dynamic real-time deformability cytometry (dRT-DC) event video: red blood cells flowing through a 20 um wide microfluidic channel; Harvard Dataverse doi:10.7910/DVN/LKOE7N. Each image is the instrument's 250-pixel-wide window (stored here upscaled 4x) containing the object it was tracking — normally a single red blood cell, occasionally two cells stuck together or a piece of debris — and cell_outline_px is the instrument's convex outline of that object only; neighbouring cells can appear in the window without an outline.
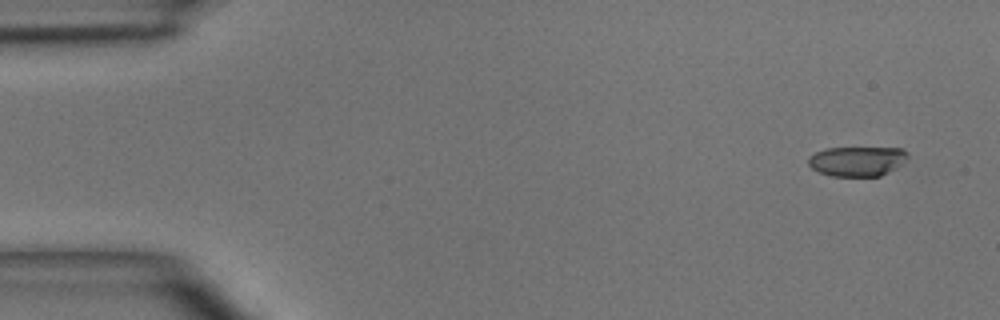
{"species": "common noctule bat (a hibernating species)", "species_latin": "Nyctalus noctula", "temperature_condition": "room temperature", "stored_images_in_passage": 4, "camera_frame_rate_fps": 3000, "um_per_image_px": 0.085, "animal": {"sex": "male", "body_mass_g": 15.6}, "frame": {"image": 1, "passage_image": 1, "time_ms": 0.0, "image_size_px": [1000, 320], "cell_outline_px": [[908, 156], [904, 164], [880, 176], [832, 176], [820, 172], [812, 168], [808, 164], [808, 156], [824, 148], [904, 148], [908, 152]], "centroid_in_image_um": [72.88, 13.69], "position_along_channel_um": 12.1, "area_um2": 17.4}}
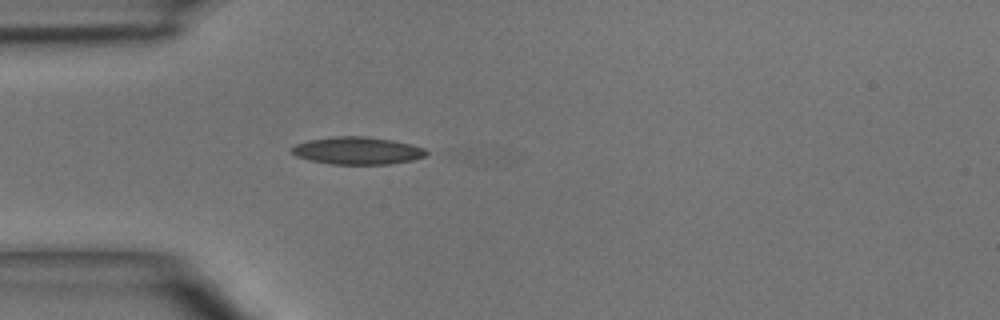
{"frame": {"image": 2, "passage_image": 4, "time_ms": 3.667, "image_size_px": [1000, 320], "cell_outline_px": [[428, 152], [424, 156], [412, 160], [388, 164], [332, 164], [308, 160], [296, 156], [292, 152], [292, 148], [296, 144], [308, 140], [336, 136], [364, 136], [392, 140], [412, 144], [424, 148]], "centroid_in_image_um": [30.37, 12.8], "position_along_channel_um": 54.6, "area_um2": 21.44}}